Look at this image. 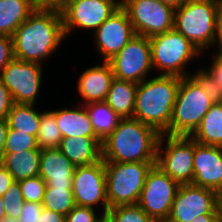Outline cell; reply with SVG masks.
I'll return each mask as SVG.
<instances>
[{
	"label": "cell",
	"mask_w": 222,
	"mask_h": 222,
	"mask_svg": "<svg viewBox=\"0 0 222 222\" xmlns=\"http://www.w3.org/2000/svg\"><path fill=\"white\" fill-rule=\"evenodd\" d=\"M65 37L62 14L37 6L12 36L14 57L42 64Z\"/></svg>",
	"instance_id": "1"
},
{
	"label": "cell",
	"mask_w": 222,
	"mask_h": 222,
	"mask_svg": "<svg viewBox=\"0 0 222 222\" xmlns=\"http://www.w3.org/2000/svg\"><path fill=\"white\" fill-rule=\"evenodd\" d=\"M161 134L135 118H121L116 129L102 142L104 162H156Z\"/></svg>",
	"instance_id": "2"
},
{
	"label": "cell",
	"mask_w": 222,
	"mask_h": 222,
	"mask_svg": "<svg viewBox=\"0 0 222 222\" xmlns=\"http://www.w3.org/2000/svg\"><path fill=\"white\" fill-rule=\"evenodd\" d=\"M181 77L161 75L145 79L137 86L133 118L168 135L172 110Z\"/></svg>",
	"instance_id": "3"
},
{
	"label": "cell",
	"mask_w": 222,
	"mask_h": 222,
	"mask_svg": "<svg viewBox=\"0 0 222 222\" xmlns=\"http://www.w3.org/2000/svg\"><path fill=\"white\" fill-rule=\"evenodd\" d=\"M217 10L218 0H187L175 9L174 29L203 53L218 43Z\"/></svg>",
	"instance_id": "4"
},
{
	"label": "cell",
	"mask_w": 222,
	"mask_h": 222,
	"mask_svg": "<svg viewBox=\"0 0 222 222\" xmlns=\"http://www.w3.org/2000/svg\"><path fill=\"white\" fill-rule=\"evenodd\" d=\"M212 104V100L190 74L182 77L172 110L168 135L191 136Z\"/></svg>",
	"instance_id": "5"
},
{
	"label": "cell",
	"mask_w": 222,
	"mask_h": 222,
	"mask_svg": "<svg viewBox=\"0 0 222 222\" xmlns=\"http://www.w3.org/2000/svg\"><path fill=\"white\" fill-rule=\"evenodd\" d=\"M156 162H104L109 208L137 204L148 171Z\"/></svg>",
	"instance_id": "6"
},
{
	"label": "cell",
	"mask_w": 222,
	"mask_h": 222,
	"mask_svg": "<svg viewBox=\"0 0 222 222\" xmlns=\"http://www.w3.org/2000/svg\"><path fill=\"white\" fill-rule=\"evenodd\" d=\"M153 68L161 75L189 76L185 66L200 51L176 29L149 38ZM163 71V72H162Z\"/></svg>",
	"instance_id": "7"
},
{
	"label": "cell",
	"mask_w": 222,
	"mask_h": 222,
	"mask_svg": "<svg viewBox=\"0 0 222 222\" xmlns=\"http://www.w3.org/2000/svg\"><path fill=\"white\" fill-rule=\"evenodd\" d=\"M167 136V137H166ZM164 137L167 140L163 147ZM194 139L191 136L161 134L157 146L156 165L179 185L192 184Z\"/></svg>",
	"instance_id": "8"
},
{
	"label": "cell",
	"mask_w": 222,
	"mask_h": 222,
	"mask_svg": "<svg viewBox=\"0 0 222 222\" xmlns=\"http://www.w3.org/2000/svg\"><path fill=\"white\" fill-rule=\"evenodd\" d=\"M136 35L153 37L174 28L175 9L157 0H120Z\"/></svg>",
	"instance_id": "9"
},
{
	"label": "cell",
	"mask_w": 222,
	"mask_h": 222,
	"mask_svg": "<svg viewBox=\"0 0 222 222\" xmlns=\"http://www.w3.org/2000/svg\"><path fill=\"white\" fill-rule=\"evenodd\" d=\"M179 186L155 164L147 173L137 204L157 222H166Z\"/></svg>",
	"instance_id": "10"
},
{
	"label": "cell",
	"mask_w": 222,
	"mask_h": 222,
	"mask_svg": "<svg viewBox=\"0 0 222 222\" xmlns=\"http://www.w3.org/2000/svg\"><path fill=\"white\" fill-rule=\"evenodd\" d=\"M108 62L114 78L139 84L153 68L149 38L136 35Z\"/></svg>",
	"instance_id": "11"
},
{
	"label": "cell",
	"mask_w": 222,
	"mask_h": 222,
	"mask_svg": "<svg viewBox=\"0 0 222 222\" xmlns=\"http://www.w3.org/2000/svg\"><path fill=\"white\" fill-rule=\"evenodd\" d=\"M42 64L13 59L1 71L0 77L14 103L35 104L41 86Z\"/></svg>",
	"instance_id": "12"
},
{
	"label": "cell",
	"mask_w": 222,
	"mask_h": 222,
	"mask_svg": "<svg viewBox=\"0 0 222 222\" xmlns=\"http://www.w3.org/2000/svg\"><path fill=\"white\" fill-rule=\"evenodd\" d=\"M210 213H219L217 192L192 184L180 185L166 222H192Z\"/></svg>",
	"instance_id": "13"
},
{
	"label": "cell",
	"mask_w": 222,
	"mask_h": 222,
	"mask_svg": "<svg viewBox=\"0 0 222 222\" xmlns=\"http://www.w3.org/2000/svg\"><path fill=\"white\" fill-rule=\"evenodd\" d=\"M72 191L76 205L94 208L102 202L104 205L102 214L106 215L109 206L103 159L92 165L76 167Z\"/></svg>",
	"instance_id": "14"
},
{
	"label": "cell",
	"mask_w": 222,
	"mask_h": 222,
	"mask_svg": "<svg viewBox=\"0 0 222 222\" xmlns=\"http://www.w3.org/2000/svg\"><path fill=\"white\" fill-rule=\"evenodd\" d=\"M120 6V0H74L61 13L65 36L76 27L96 31Z\"/></svg>",
	"instance_id": "15"
},
{
	"label": "cell",
	"mask_w": 222,
	"mask_h": 222,
	"mask_svg": "<svg viewBox=\"0 0 222 222\" xmlns=\"http://www.w3.org/2000/svg\"><path fill=\"white\" fill-rule=\"evenodd\" d=\"M94 36L98 52L108 62L136 33L127 12L120 6L94 31Z\"/></svg>",
	"instance_id": "16"
},
{
	"label": "cell",
	"mask_w": 222,
	"mask_h": 222,
	"mask_svg": "<svg viewBox=\"0 0 222 222\" xmlns=\"http://www.w3.org/2000/svg\"><path fill=\"white\" fill-rule=\"evenodd\" d=\"M192 185L219 193L222 189V147L199 144L194 140Z\"/></svg>",
	"instance_id": "17"
},
{
	"label": "cell",
	"mask_w": 222,
	"mask_h": 222,
	"mask_svg": "<svg viewBox=\"0 0 222 222\" xmlns=\"http://www.w3.org/2000/svg\"><path fill=\"white\" fill-rule=\"evenodd\" d=\"M76 166L58 148L42 149L39 176L46 188H72Z\"/></svg>",
	"instance_id": "18"
},
{
	"label": "cell",
	"mask_w": 222,
	"mask_h": 222,
	"mask_svg": "<svg viewBox=\"0 0 222 222\" xmlns=\"http://www.w3.org/2000/svg\"><path fill=\"white\" fill-rule=\"evenodd\" d=\"M114 79L109 62L103 61L85 70L78 80V93L85 99L84 104L105 101Z\"/></svg>",
	"instance_id": "19"
},
{
	"label": "cell",
	"mask_w": 222,
	"mask_h": 222,
	"mask_svg": "<svg viewBox=\"0 0 222 222\" xmlns=\"http://www.w3.org/2000/svg\"><path fill=\"white\" fill-rule=\"evenodd\" d=\"M58 149L76 167L92 165L102 159V141L98 137H64Z\"/></svg>",
	"instance_id": "20"
},
{
	"label": "cell",
	"mask_w": 222,
	"mask_h": 222,
	"mask_svg": "<svg viewBox=\"0 0 222 222\" xmlns=\"http://www.w3.org/2000/svg\"><path fill=\"white\" fill-rule=\"evenodd\" d=\"M53 112L55 113L62 138H77L81 136L97 137L84 105H82V107H76V109L74 107L72 110L64 108L62 110H53Z\"/></svg>",
	"instance_id": "21"
},
{
	"label": "cell",
	"mask_w": 222,
	"mask_h": 222,
	"mask_svg": "<svg viewBox=\"0 0 222 222\" xmlns=\"http://www.w3.org/2000/svg\"><path fill=\"white\" fill-rule=\"evenodd\" d=\"M36 8L32 0H0V35L12 37Z\"/></svg>",
	"instance_id": "22"
},
{
	"label": "cell",
	"mask_w": 222,
	"mask_h": 222,
	"mask_svg": "<svg viewBox=\"0 0 222 222\" xmlns=\"http://www.w3.org/2000/svg\"><path fill=\"white\" fill-rule=\"evenodd\" d=\"M137 83L114 78L105 102L121 118H133Z\"/></svg>",
	"instance_id": "23"
},
{
	"label": "cell",
	"mask_w": 222,
	"mask_h": 222,
	"mask_svg": "<svg viewBox=\"0 0 222 222\" xmlns=\"http://www.w3.org/2000/svg\"><path fill=\"white\" fill-rule=\"evenodd\" d=\"M41 150H25L18 153H4L3 164L14 181L39 176Z\"/></svg>",
	"instance_id": "24"
},
{
	"label": "cell",
	"mask_w": 222,
	"mask_h": 222,
	"mask_svg": "<svg viewBox=\"0 0 222 222\" xmlns=\"http://www.w3.org/2000/svg\"><path fill=\"white\" fill-rule=\"evenodd\" d=\"M191 137L199 144L222 147V103H213Z\"/></svg>",
	"instance_id": "25"
},
{
	"label": "cell",
	"mask_w": 222,
	"mask_h": 222,
	"mask_svg": "<svg viewBox=\"0 0 222 222\" xmlns=\"http://www.w3.org/2000/svg\"><path fill=\"white\" fill-rule=\"evenodd\" d=\"M95 135L103 142L117 127L121 117L105 101L84 104Z\"/></svg>",
	"instance_id": "26"
},
{
	"label": "cell",
	"mask_w": 222,
	"mask_h": 222,
	"mask_svg": "<svg viewBox=\"0 0 222 222\" xmlns=\"http://www.w3.org/2000/svg\"><path fill=\"white\" fill-rule=\"evenodd\" d=\"M41 113L34 110L33 104L14 103L7 115L8 128L18 130V132H27V134L37 136Z\"/></svg>",
	"instance_id": "27"
},
{
	"label": "cell",
	"mask_w": 222,
	"mask_h": 222,
	"mask_svg": "<svg viewBox=\"0 0 222 222\" xmlns=\"http://www.w3.org/2000/svg\"><path fill=\"white\" fill-rule=\"evenodd\" d=\"M36 140L37 146L41 150L59 147L62 135L57 124L55 113L52 110L41 113L40 126Z\"/></svg>",
	"instance_id": "28"
},
{
	"label": "cell",
	"mask_w": 222,
	"mask_h": 222,
	"mask_svg": "<svg viewBox=\"0 0 222 222\" xmlns=\"http://www.w3.org/2000/svg\"><path fill=\"white\" fill-rule=\"evenodd\" d=\"M42 205L43 208L66 216L76 206L72 188H46Z\"/></svg>",
	"instance_id": "29"
},
{
	"label": "cell",
	"mask_w": 222,
	"mask_h": 222,
	"mask_svg": "<svg viewBox=\"0 0 222 222\" xmlns=\"http://www.w3.org/2000/svg\"><path fill=\"white\" fill-rule=\"evenodd\" d=\"M105 217L110 222H157L148 216L138 204L109 208Z\"/></svg>",
	"instance_id": "30"
},
{
	"label": "cell",
	"mask_w": 222,
	"mask_h": 222,
	"mask_svg": "<svg viewBox=\"0 0 222 222\" xmlns=\"http://www.w3.org/2000/svg\"><path fill=\"white\" fill-rule=\"evenodd\" d=\"M25 150H41L37 146L36 136L8 128L4 153H18Z\"/></svg>",
	"instance_id": "31"
},
{
	"label": "cell",
	"mask_w": 222,
	"mask_h": 222,
	"mask_svg": "<svg viewBox=\"0 0 222 222\" xmlns=\"http://www.w3.org/2000/svg\"><path fill=\"white\" fill-rule=\"evenodd\" d=\"M2 198L4 201L5 216L19 219L24 203L19 182L14 181Z\"/></svg>",
	"instance_id": "32"
},
{
	"label": "cell",
	"mask_w": 222,
	"mask_h": 222,
	"mask_svg": "<svg viewBox=\"0 0 222 222\" xmlns=\"http://www.w3.org/2000/svg\"><path fill=\"white\" fill-rule=\"evenodd\" d=\"M23 199L26 202L42 203L46 183L40 176H34L19 181Z\"/></svg>",
	"instance_id": "33"
},
{
	"label": "cell",
	"mask_w": 222,
	"mask_h": 222,
	"mask_svg": "<svg viewBox=\"0 0 222 222\" xmlns=\"http://www.w3.org/2000/svg\"><path fill=\"white\" fill-rule=\"evenodd\" d=\"M191 76L198 82L213 103H222V88L205 69H200Z\"/></svg>",
	"instance_id": "34"
},
{
	"label": "cell",
	"mask_w": 222,
	"mask_h": 222,
	"mask_svg": "<svg viewBox=\"0 0 222 222\" xmlns=\"http://www.w3.org/2000/svg\"><path fill=\"white\" fill-rule=\"evenodd\" d=\"M95 208L76 205L66 216L65 222H101L105 215L95 213Z\"/></svg>",
	"instance_id": "35"
},
{
	"label": "cell",
	"mask_w": 222,
	"mask_h": 222,
	"mask_svg": "<svg viewBox=\"0 0 222 222\" xmlns=\"http://www.w3.org/2000/svg\"><path fill=\"white\" fill-rule=\"evenodd\" d=\"M14 58L13 38L0 35V73Z\"/></svg>",
	"instance_id": "36"
},
{
	"label": "cell",
	"mask_w": 222,
	"mask_h": 222,
	"mask_svg": "<svg viewBox=\"0 0 222 222\" xmlns=\"http://www.w3.org/2000/svg\"><path fill=\"white\" fill-rule=\"evenodd\" d=\"M42 210V203H32L24 201L22 213L18 220L19 222H38Z\"/></svg>",
	"instance_id": "37"
},
{
	"label": "cell",
	"mask_w": 222,
	"mask_h": 222,
	"mask_svg": "<svg viewBox=\"0 0 222 222\" xmlns=\"http://www.w3.org/2000/svg\"><path fill=\"white\" fill-rule=\"evenodd\" d=\"M14 104L11 93L7 87L3 84L0 77V118H7L8 113L10 112Z\"/></svg>",
	"instance_id": "38"
},
{
	"label": "cell",
	"mask_w": 222,
	"mask_h": 222,
	"mask_svg": "<svg viewBox=\"0 0 222 222\" xmlns=\"http://www.w3.org/2000/svg\"><path fill=\"white\" fill-rule=\"evenodd\" d=\"M74 0H45L39 7L62 13Z\"/></svg>",
	"instance_id": "39"
},
{
	"label": "cell",
	"mask_w": 222,
	"mask_h": 222,
	"mask_svg": "<svg viewBox=\"0 0 222 222\" xmlns=\"http://www.w3.org/2000/svg\"><path fill=\"white\" fill-rule=\"evenodd\" d=\"M206 71L215 80V82L222 88V62L214 55L211 66Z\"/></svg>",
	"instance_id": "40"
},
{
	"label": "cell",
	"mask_w": 222,
	"mask_h": 222,
	"mask_svg": "<svg viewBox=\"0 0 222 222\" xmlns=\"http://www.w3.org/2000/svg\"><path fill=\"white\" fill-rule=\"evenodd\" d=\"M14 182L7 168L0 163V196H3L10 185Z\"/></svg>",
	"instance_id": "41"
},
{
	"label": "cell",
	"mask_w": 222,
	"mask_h": 222,
	"mask_svg": "<svg viewBox=\"0 0 222 222\" xmlns=\"http://www.w3.org/2000/svg\"><path fill=\"white\" fill-rule=\"evenodd\" d=\"M38 222H65V216L50 209L43 208Z\"/></svg>",
	"instance_id": "42"
},
{
	"label": "cell",
	"mask_w": 222,
	"mask_h": 222,
	"mask_svg": "<svg viewBox=\"0 0 222 222\" xmlns=\"http://www.w3.org/2000/svg\"><path fill=\"white\" fill-rule=\"evenodd\" d=\"M7 131H8L7 119L0 118V161L4 156Z\"/></svg>",
	"instance_id": "43"
},
{
	"label": "cell",
	"mask_w": 222,
	"mask_h": 222,
	"mask_svg": "<svg viewBox=\"0 0 222 222\" xmlns=\"http://www.w3.org/2000/svg\"><path fill=\"white\" fill-rule=\"evenodd\" d=\"M217 32H218V43H222V0H218Z\"/></svg>",
	"instance_id": "44"
},
{
	"label": "cell",
	"mask_w": 222,
	"mask_h": 222,
	"mask_svg": "<svg viewBox=\"0 0 222 222\" xmlns=\"http://www.w3.org/2000/svg\"><path fill=\"white\" fill-rule=\"evenodd\" d=\"M219 216L220 213L205 214L196 217L195 219L192 220V222H214Z\"/></svg>",
	"instance_id": "45"
},
{
	"label": "cell",
	"mask_w": 222,
	"mask_h": 222,
	"mask_svg": "<svg viewBox=\"0 0 222 222\" xmlns=\"http://www.w3.org/2000/svg\"><path fill=\"white\" fill-rule=\"evenodd\" d=\"M163 4L169 5L174 9L180 8L187 0H157Z\"/></svg>",
	"instance_id": "46"
},
{
	"label": "cell",
	"mask_w": 222,
	"mask_h": 222,
	"mask_svg": "<svg viewBox=\"0 0 222 222\" xmlns=\"http://www.w3.org/2000/svg\"><path fill=\"white\" fill-rule=\"evenodd\" d=\"M4 201L2 196H0V222L5 218Z\"/></svg>",
	"instance_id": "47"
},
{
	"label": "cell",
	"mask_w": 222,
	"mask_h": 222,
	"mask_svg": "<svg viewBox=\"0 0 222 222\" xmlns=\"http://www.w3.org/2000/svg\"><path fill=\"white\" fill-rule=\"evenodd\" d=\"M217 44L219 50L216 52L217 54H215V56L222 62V43H217Z\"/></svg>",
	"instance_id": "48"
},
{
	"label": "cell",
	"mask_w": 222,
	"mask_h": 222,
	"mask_svg": "<svg viewBox=\"0 0 222 222\" xmlns=\"http://www.w3.org/2000/svg\"><path fill=\"white\" fill-rule=\"evenodd\" d=\"M218 202H219V213H220V216L222 217V189L218 193Z\"/></svg>",
	"instance_id": "49"
},
{
	"label": "cell",
	"mask_w": 222,
	"mask_h": 222,
	"mask_svg": "<svg viewBox=\"0 0 222 222\" xmlns=\"http://www.w3.org/2000/svg\"><path fill=\"white\" fill-rule=\"evenodd\" d=\"M1 222H19L16 218L5 217Z\"/></svg>",
	"instance_id": "50"
},
{
	"label": "cell",
	"mask_w": 222,
	"mask_h": 222,
	"mask_svg": "<svg viewBox=\"0 0 222 222\" xmlns=\"http://www.w3.org/2000/svg\"><path fill=\"white\" fill-rule=\"evenodd\" d=\"M37 6H40L45 0H32Z\"/></svg>",
	"instance_id": "51"
},
{
	"label": "cell",
	"mask_w": 222,
	"mask_h": 222,
	"mask_svg": "<svg viewBox=\"0 0 222 222\" xmlns=\"http://www.w3.org/2000/svg\"><path fill=\"white\" fill-rule=\"evenodd\" d=\"M214 222H222V217L219 216Z\"/></svg>",
	"instance_id": "52"
},
{
	"label": "cell",
	"mask_w": 222,
	"mask_h": 222,
	"mask_svg": "<svg viewBox=\"0 0 222 222\" xmlns=\"http://www.w3.org/2000/svg\"><path fill=\"white\" fill-rule=\"evenodd\" d=\"M101 222H110L106 217Z\"/></svg>",
	"instance_id": "53"
}]
</instances>
